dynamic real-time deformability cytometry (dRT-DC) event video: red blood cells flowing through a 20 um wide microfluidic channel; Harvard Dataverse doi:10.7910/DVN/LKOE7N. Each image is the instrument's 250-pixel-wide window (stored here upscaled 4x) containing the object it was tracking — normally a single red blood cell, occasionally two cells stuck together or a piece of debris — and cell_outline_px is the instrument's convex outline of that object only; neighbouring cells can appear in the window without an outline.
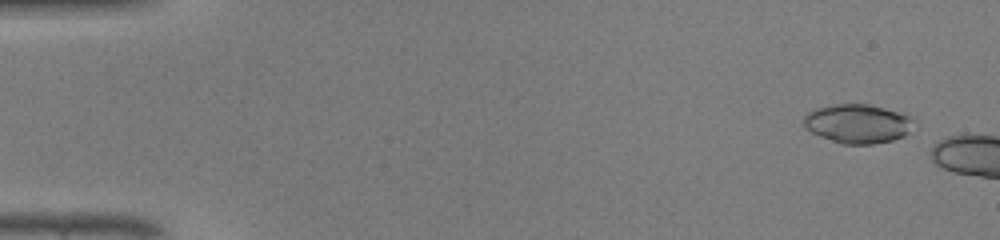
{"species": "common noctule bat (a hibernating species)", "species_latin": "Nyctalus noctula", "temperature_condition": "warm", "stored_images_in_passage": 7, "camera_frame_rate_fps": 3000, "um_per_image_px": 0.085, "animal": {"sex": "male", "body_mass_g": 19.0, "forearm_length_mm": 50.8}, "frame": {"image": 1, "passage_image": 3, "time_ms": 0.667, "image_size_px": [1000, 240], "cell_outline_px": [[920, 128], [904, 136], [892, 140], [872, 144], [844, 144], [820, 136], [804, 128], [804, 116], [808, 112], [816, 108], [836, 104], [868, 104], [908, 112], [916, 120]], "centroid_in_image_um": [73.07, 10.5], "position_along_channel_um": 11.9, "area_um2": 25.89}}